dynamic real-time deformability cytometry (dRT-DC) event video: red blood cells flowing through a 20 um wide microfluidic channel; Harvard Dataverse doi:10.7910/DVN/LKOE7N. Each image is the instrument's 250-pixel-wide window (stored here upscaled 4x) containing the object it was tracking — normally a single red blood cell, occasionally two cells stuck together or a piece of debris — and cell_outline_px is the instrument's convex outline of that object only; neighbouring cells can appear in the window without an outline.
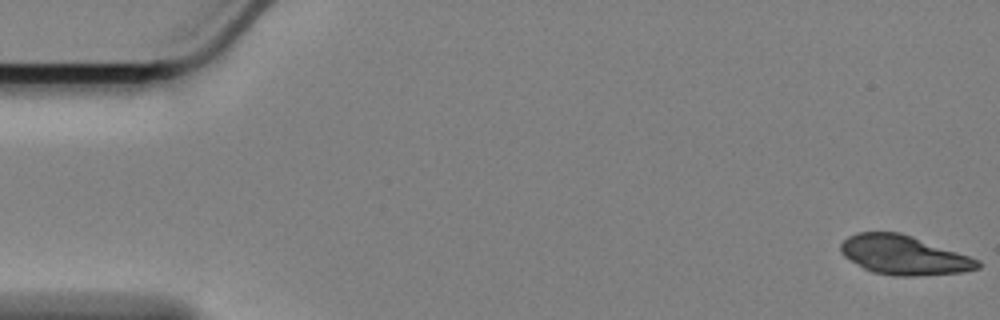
{"species": "Egyptian fruit bat (a non-hibernating species)", "species_latin": "Rousettus aegyptiacus", "temperature_condition": "cold", "stored_images_in_passage": 59, "camera_frame_rate_fps": 3000, "um_per_image_px": 0.085, "animal": {"sex": "female"}, "frame": {"image": 1, "passage_image": 1, "time_ms": 0.0, "image_size_px": [1000, 320], "cell_outline_px": [[980, 268], [960, 272], [916, 276], [896, 276], [872, 272], [864, 268], [844, 256], [840, 252], [840, 244], [848, 236], [860, 232], [900, 232], [980, 260]], "centroid_in_image_um": [76.8, 21.69], "position_along_channel_um": 8.2, "area_um2": 30.92}}
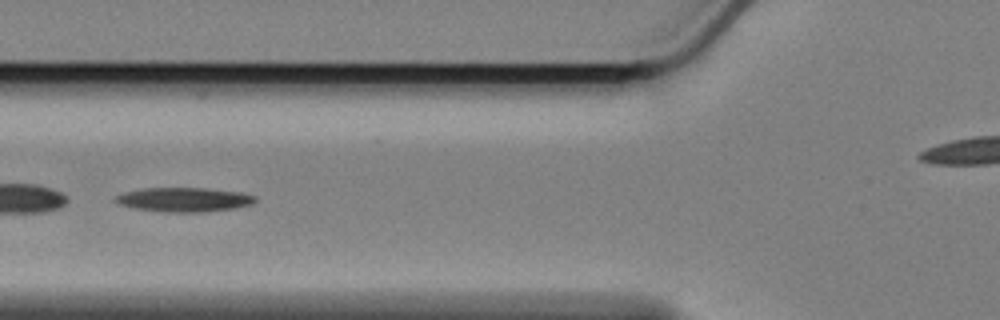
{"frame": {"image": 2, "passage_image": 22, "time_ms": 7.0, "image_size_px": [1000, 320], "cell_outline_px": [[256, 200], [252, 204], [236, 208], [204, 212], [160, 212], [132, 208], [120, 204], [112, 200], [116, 196], [124, 192], [144, 188], [204, 188], [240, 192], [256, 196]], "centroid_in_image_um": [15.62, 16.97], "position_along_channel_um": 110.2, "area_um2": 19.88}}
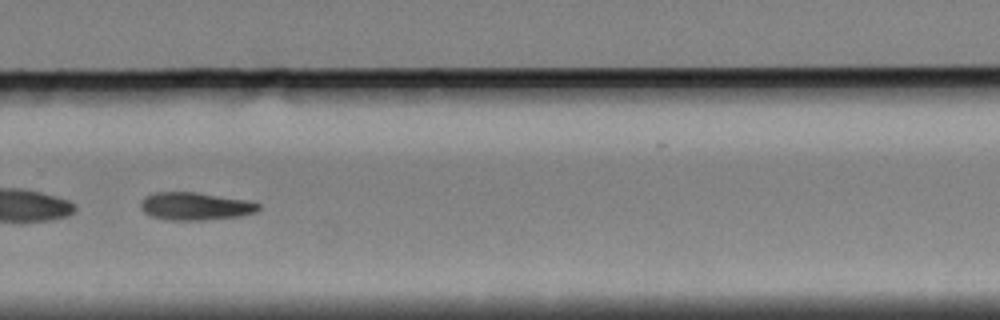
{"frame": {"image": 3, "passage_image": 40, "time_ms": 13.0, "image_size_px": [1000, 320], "cell_outline_px": [[260, 208], [256, 212], [240, 216], [204, 220], [164, 220], [152, 216], [144, 212], [140, 208], [140, 204], [144, 196], [156, 192], [196, 192], [244, 200], [260, 204]], "centroid_in_image_um": [16.55, 17.53], "position_along_channel_um": 313.2, "area_um2": 19.02}, "authors_computed_cell_mechanics": {"area_um2": 20.9236, "velocity_mm_per_s": 3.3932, "shape_relaxation_time_tau1_ms": 8.9347, "shape_relaxation_time_tau2_ms": null, "deformation_change_tau1": 0.1728, "deformation_change_tau2": null}}